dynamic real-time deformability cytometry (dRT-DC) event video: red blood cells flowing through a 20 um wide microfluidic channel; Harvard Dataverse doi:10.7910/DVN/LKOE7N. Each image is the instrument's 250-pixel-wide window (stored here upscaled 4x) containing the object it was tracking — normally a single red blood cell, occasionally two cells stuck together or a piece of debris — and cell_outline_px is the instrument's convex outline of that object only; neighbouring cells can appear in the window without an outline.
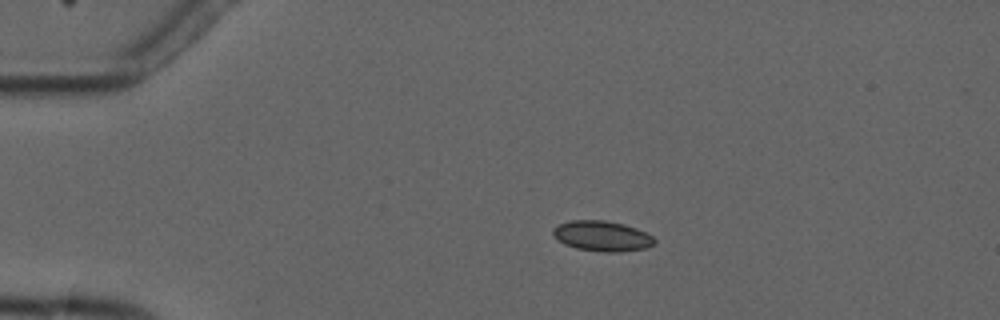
{"species": "common noctule bat (a hibernating species)", "species_latin": "Nyctalus noctula", "temperature_condition": "cold", "stored_images_in_passage": 4, "camera_frame_rate_fps": 3000, "um_per_image_px": 0.085, "animal": {"sex": "male", "forearm_length_mm": 52.5}, "frame": {"image": 1, "passage_image": 3, "time_ms": 3.333, "image_size_px": [1000, 320], "cell_outline_px": [[656, 240], [652, 244], [644, 248], [620, 252], [604, 252], [576, 248], [564, 244], [552, 236], [552, 228], [560, 224], [572, 220], [604, 220], [624, 224], [636, 228], [652, 236]], "centroid_in_image_um": [51.13, 20.06], "position_along_channel_um": 33.9, "area_um2": 17.86}}